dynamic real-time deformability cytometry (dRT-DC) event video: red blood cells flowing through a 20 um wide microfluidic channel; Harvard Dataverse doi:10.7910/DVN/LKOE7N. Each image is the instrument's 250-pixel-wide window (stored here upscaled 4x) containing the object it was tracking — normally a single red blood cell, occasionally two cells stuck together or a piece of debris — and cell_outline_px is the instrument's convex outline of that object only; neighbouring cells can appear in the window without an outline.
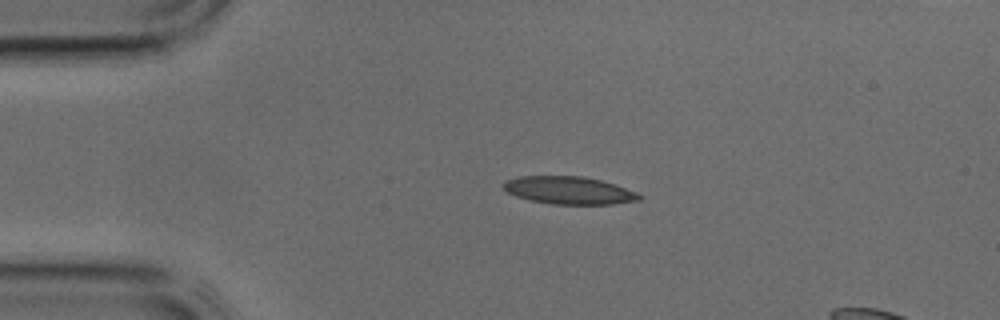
{"species": "common noctule bat (a hibernating species)", "species_latin": "Nyctalus noctula", "temperature_condition": "cold", "stored_images_in_passage": 4, "camera_frame_rate_fps": 3000, "um_per_image_px": 0.085, "animal": {"sex": "male", "body_mass_g": 17.9, "forearm_length_mm": 54.2}, "frame": {"image": 1, "passage_image": 2, "time_ms": 0.333, "image_size_px": [1000, 320], "cell_outline_px": [[644, 196], [640, 200], [612, 204], [552, 204], [532, 200], [516, 196], [508, 192], [500, 184], [504, 180], [520, 176], [580, 176], [600, 180], [636, 192]], "centroid_in_image_um": [48.33, 16.18], "position_along_channel_um": 36.7, "area_um2": 21.73}}